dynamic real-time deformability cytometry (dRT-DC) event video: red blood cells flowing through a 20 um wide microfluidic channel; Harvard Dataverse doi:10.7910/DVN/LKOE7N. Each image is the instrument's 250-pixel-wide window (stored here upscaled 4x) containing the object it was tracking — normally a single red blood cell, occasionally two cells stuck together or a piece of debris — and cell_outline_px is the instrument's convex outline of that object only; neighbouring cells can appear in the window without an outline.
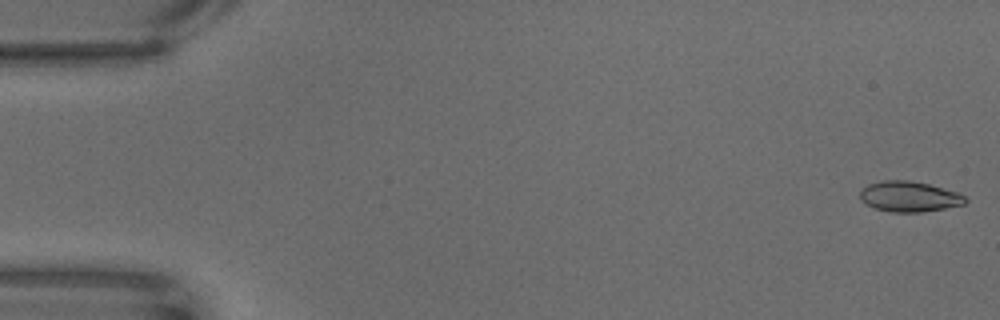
{"species": "common noctule bat (a hibernating species)", "species_latin": "Nyctalus noctula", "temperature_condition": "warm", "stored_images_in_passage": 63, "camera_frame_rate_fps": 3000, "um_per_image_px": 0.085, "animal": {"sex": "male", "body_mass_g": 18.8}, "frame": {"image": 1, "passage_image": 1, "time_ms": 0.0, "image_size_px": [1000, 320], "cell_outline_px": [[968, 200], [964, 204], [944, 208], [920, 212], [892, 212], [876, 208], [868, 204], [860, 196], [860, 192], [868, 184], [880, 180], [908, 180], [928, 184], [956, 192], [964, 196]], "centroid_in_image_um": [77.29, 16.7], "position_along_channel_um": 7.7, "area_um2": 18.32}}
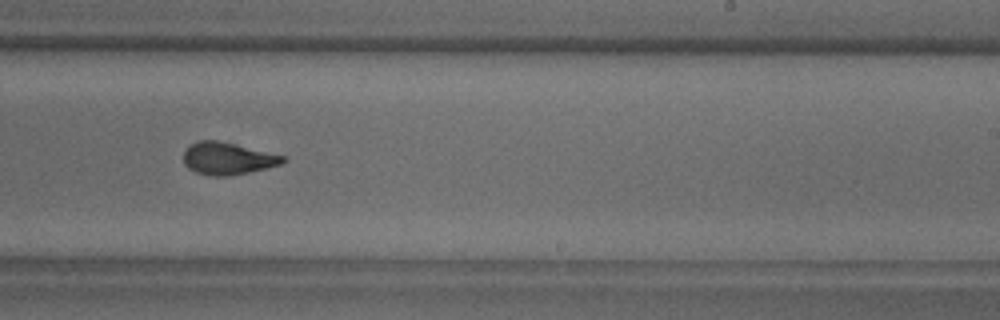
{"frame": {"image": 2, "passage_image": 39, "time_ms": 12.667, "image_size_px": [1000, 320], "cell_outline_px": [[288, 160], [280, 164], [248, 172], [228, 176], [212, 176], [196, 172], [188, 168], [184, 164], [184, 152], [196, 140], [216, 140], [236, 144], [284, 156]], "centroid_in_image_um": [19.33, 13.47], "position_along_channel_um": 269.7, "area_um2": 18.44}}
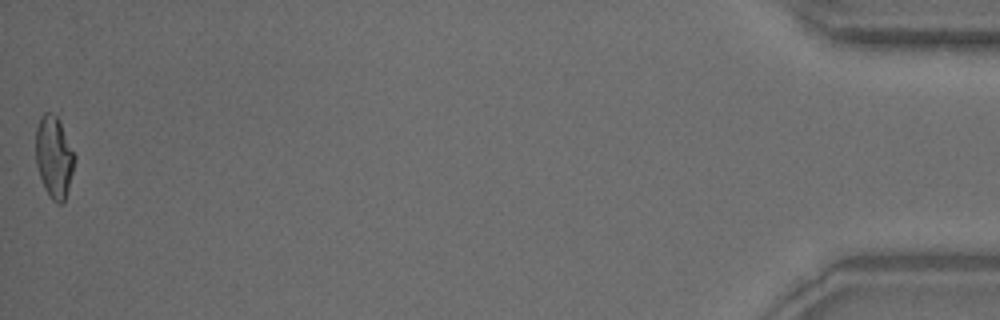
{"frame": {"image": 3, "passage_image": 63, "time_ms": 20.667, "image_size_px": [1000, 320], "cell_outline_px": [[76, 156], [64, 204], [56, 204], [52, 200], [44, 188], [36, 164], [36, 128], [40, 116], [44, 112], [60, 108]], "centroid_in_image_um": [4.63, 13.16], "position_along_channel_um": 430.6, "area_um2": 19.83}}